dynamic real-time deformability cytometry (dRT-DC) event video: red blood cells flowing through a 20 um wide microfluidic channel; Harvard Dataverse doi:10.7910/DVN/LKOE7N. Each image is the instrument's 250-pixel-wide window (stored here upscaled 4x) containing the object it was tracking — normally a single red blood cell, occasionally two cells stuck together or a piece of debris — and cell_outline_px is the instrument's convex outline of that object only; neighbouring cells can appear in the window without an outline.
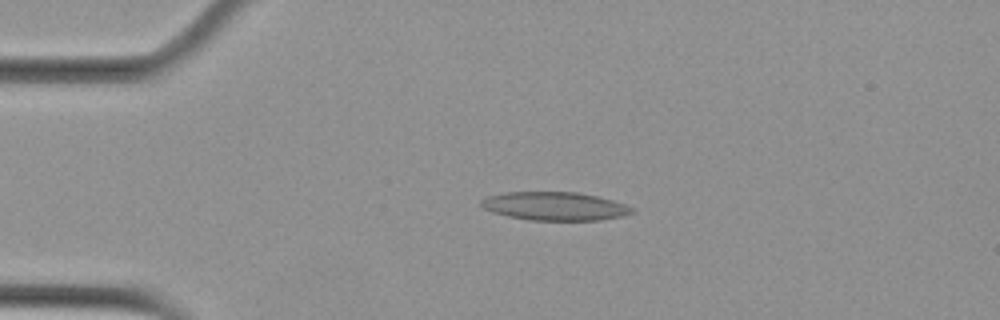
{"species": "Egyptian fruit bat (a non-hibernating species)", "species_latin": "Rousettus aegyptiacus", "temperature_condition": "cold", "stored_images_in_passage": 3, "camera_frame_rate_fps": 3000, "um_per_image_px": 0.085, "animal": {"sex": "female"}, "frame": {"image": 1, "passage_image": 1, "time_ms": 0.0, "image_size_px": [1000, 320], "cell_outline_px": [[636, 212], [620, 216], [600, 220], [528, 220], [508, 216], [492, 212], [484, 208], [480, 204], [480, 200], [488, 196], [504, 192], [576, 192], [596, 196], [612, 200], [624, 204], [632, 208]], "centroid_in_image_um": [47.12, 17.52], "position_along_channel_um": 37.9, "area_um2": 24.85}}